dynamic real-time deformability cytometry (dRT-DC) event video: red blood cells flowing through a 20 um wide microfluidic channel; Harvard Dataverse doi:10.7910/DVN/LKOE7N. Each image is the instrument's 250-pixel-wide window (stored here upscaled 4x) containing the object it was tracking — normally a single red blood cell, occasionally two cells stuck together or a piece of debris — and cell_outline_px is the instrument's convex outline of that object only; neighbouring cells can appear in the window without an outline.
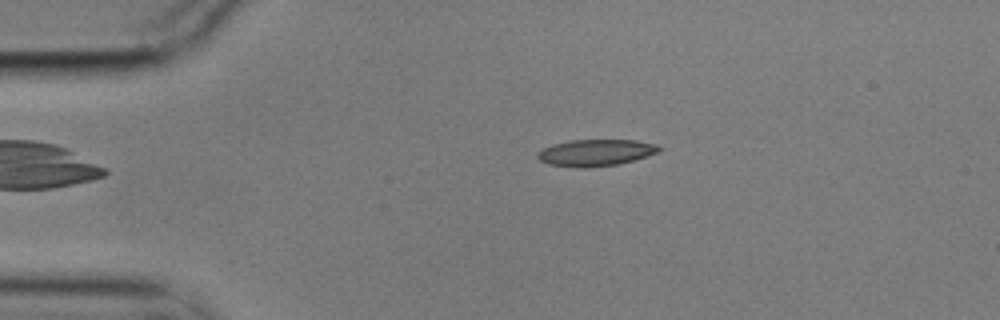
{"species": "common noctule bat (a hibernating species)", "species_latin": "Nyctalus noctula", "temperature_condition": "cold", "stored_images_in_passage": 3, "camera_frame_rate_fps": 3000, "um_per_image_px": 0.085, "animal": {"sex": "male", "body_mass_g": 17.9}, "frame": {"image": 1, "passage_image": 1, "time_ms": 0.0, "image_size_px": [1000, 320], "cell_outline_px": [[660, 152], [636, 160], [620, 164], [584, 168], [576, 168], [548, 164], [540, 160], [536, 156], [536, 152], [552, 144], [572, 140], [636, 140], [656, 144], [660, 148]], "centroid_in_image_um": [50.64, 12.98], "position_along_channel_um": 34.4, "area_um2": 19.07}}
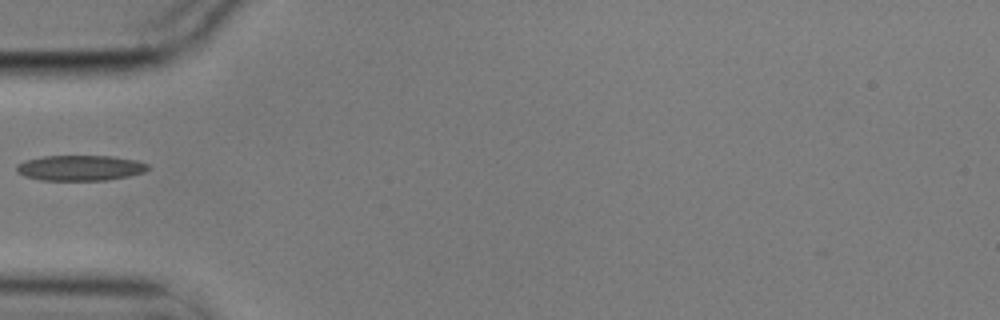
{"frame": {"image": 2, "passage_image": 3, "time_ms": 0.667, "image_size_px": [1000, 320], "cell_outline_px": [[148, 168], [144, 172], [128, 176], [108, 180], [40, 180], [24, 176], [16, 172], [16, 164], [24, 160], [44, 156], [112, 156], [136, 160], [148, 164]], "centroid_in_image_um": [6.77, 14.27], "position_along_channel_um": 78.2, "area_um2": 19.54}}